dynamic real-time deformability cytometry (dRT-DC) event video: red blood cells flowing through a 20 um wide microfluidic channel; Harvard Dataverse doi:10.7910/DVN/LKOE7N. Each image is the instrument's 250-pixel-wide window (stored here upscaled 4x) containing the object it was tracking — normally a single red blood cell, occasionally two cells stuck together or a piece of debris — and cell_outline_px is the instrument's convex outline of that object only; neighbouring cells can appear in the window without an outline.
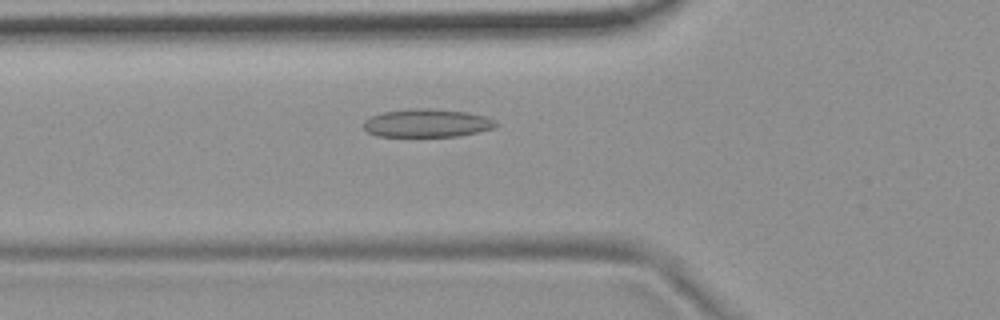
{"species": "common noctule bat (a hibernating species)", "species_latin": "Nyctalus noctula", "temperature_condition": "room temperature", "stored_images_in_passage": 54, "camera_frame_rate_fps": 3000, "um_per_image_px": 0.085, "animal": {"sex": "female", "body_mass_g": 19.9}, "frame": {"image": 1, "passage_image": 19, "time_ms": 6.0, "image_size_px": [1000, 320], "cell_outline_px": [[500, 124], [492, 128], [460, 136], [376, 136], [368, 132], [364, 128], [364, 120], [380, 112], [412, 108], [428, 108], [468, 112], [484, 116], [496, 120]], "centroid_in_image_um": [36.29, 10.45], "position_along_channel_um": 89.5, "area_um2": 21.79}}
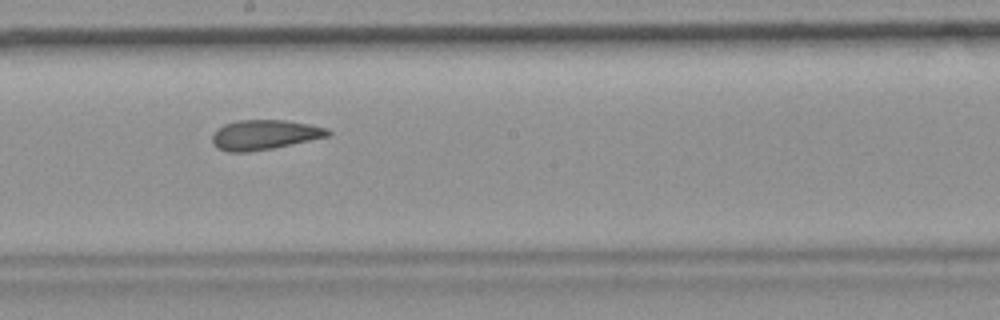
{"frame": {"image": 2, "passage_image": 30, "time_ms": 9.667, "image_size_px": [1000, 320], "cell_outline_px": [[332, 132], [328, 136], [272, 148], [248, 152], [228, 152], [216, 148], [212, 140], [212, 136], [216, 128], [224, 124], [236, 120], [284, 120], [308, 124], [328, 128]], "centroid_in_image_um": [22.43, 11.45], "position_along_channel_um": 225.8, "area_um2": 20.06}}
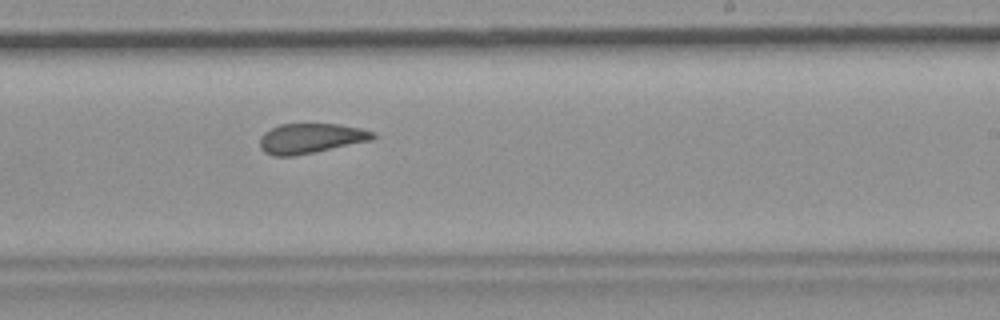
{"frame": {"image": 3, "passage_image": 33, "time_ms": 10.667, "image_size_px": [1000, 320], "cell_outline_px": [[376, 136], [372, 140], [292, 156], [272, 156], [264, 152], [260, 148], [260, 136], [264, 132], [280, 124], [340, 124], [360, 128], [376, 132]], "centroid_in_image_um": [26.4, 11.75], "position_along_channel_um": 262.6, "area_um2": 19.65}, "authors_computed_cell_mechanics": {"area_um2": 21.1259, "velocity_mm_per_s": 3.7143, "shape_relaxation_time_tau1_ms": null, "shape_relaxation_time_tau2_ms": 2.8662, "deformation_change_tau1": null, "deformation_change_tau2": 0.1103}}